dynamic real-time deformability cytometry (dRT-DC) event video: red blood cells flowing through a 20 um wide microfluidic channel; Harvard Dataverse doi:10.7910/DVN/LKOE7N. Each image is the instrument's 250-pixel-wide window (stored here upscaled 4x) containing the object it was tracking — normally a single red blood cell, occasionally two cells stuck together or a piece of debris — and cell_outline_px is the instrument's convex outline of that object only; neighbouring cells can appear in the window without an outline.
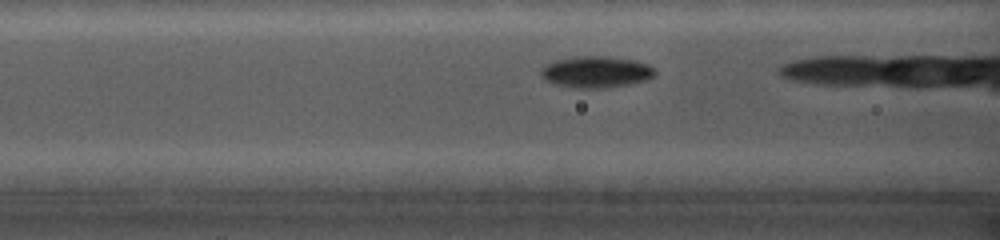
{"species": "common noctule bat (a hibernating species)", "species_latin": "Nyctalus noctula", "temperature_condition": "cold", "stored_images_in_passage": 5, "camera_frame_rate_fps": 5000, "um_per_image_px": 0.085, "animal": {"sex": "female", "body_mass_g": 19.0, "forearm_length_mm": 56.7}, "frame": {"image": 1, "passage_image": 3, "time_ms": 1.0, "image_size_px": [1000, 240], "cell_outline_px": [[656, 76], [648, 80], [628, 84], [600, 88], [576, 88], [556, 84], [544, 80], [540, 76], [540, 68], [544, 64], [552, 60], [576, 56], [604, 56], [636, 60], [648, 64], [656, 72]], "centroid_in_image_um": [50.63, 6.1], "position_along_channel_um": 116.0, "area_um2": 21.21}}
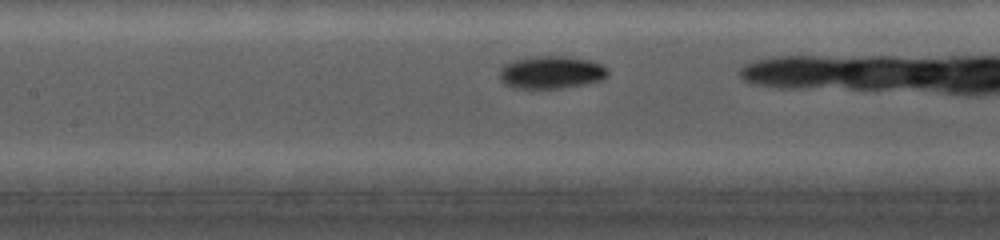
{"frame": {"image": 2, "passage_image": 5, "time_ms": 2.2, "image_size_px": [1000, 240], "cell_outline_px": [[608, 76], [600, 80], [560, 88], [512, 88], [504, 84], [500, 80], [500, 68], [504, 64], [516, 60], [532, 56], [568, 56], [588, 60], [600, 64], [608, 68]], "centroid_in_image_um": [46.82, 6.14], "position_along_channel_um": 160.6, "area_um2": 20.52}}